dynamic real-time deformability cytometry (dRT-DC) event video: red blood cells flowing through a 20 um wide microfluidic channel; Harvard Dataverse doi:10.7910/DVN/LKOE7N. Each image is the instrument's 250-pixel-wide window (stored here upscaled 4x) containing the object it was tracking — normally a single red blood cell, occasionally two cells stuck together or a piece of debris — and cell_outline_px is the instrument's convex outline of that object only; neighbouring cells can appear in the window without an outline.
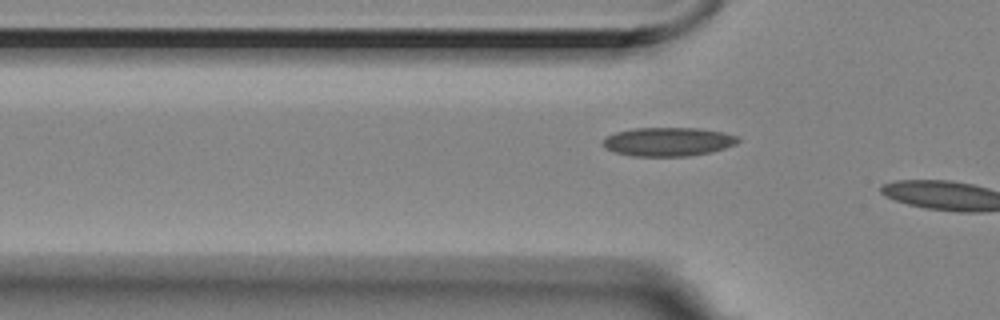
{"species": "Egyptian fruit bat (a non-hibernating species)", "species_latin": "Rousettus aegyptiacus", "temperature_condition": "room temperature", "stored_images_in_passage": 5, "camera_frame_rate_fps": 3000, "um_per_image_px": 0.085, "animal": {"sex": "female"}, "frame": {"image": 1, "passage_image": 3, "time_ms": 0.667, "image_size_px": [1000, 320], "cell_outline_px": [[740, 140], [736, 144], [724, 148], [708, 152], [688, 156], [632, 156], [616, 152], [604, 148], [604, 140], [608, 136], [616, 132], [636, 128], [700, 128], [724, 132], [740, 136]], "centroid_in_image_um": [56.83, 12.04], "position_along_channel_um": 69.0, "area_um2": 22.54}}